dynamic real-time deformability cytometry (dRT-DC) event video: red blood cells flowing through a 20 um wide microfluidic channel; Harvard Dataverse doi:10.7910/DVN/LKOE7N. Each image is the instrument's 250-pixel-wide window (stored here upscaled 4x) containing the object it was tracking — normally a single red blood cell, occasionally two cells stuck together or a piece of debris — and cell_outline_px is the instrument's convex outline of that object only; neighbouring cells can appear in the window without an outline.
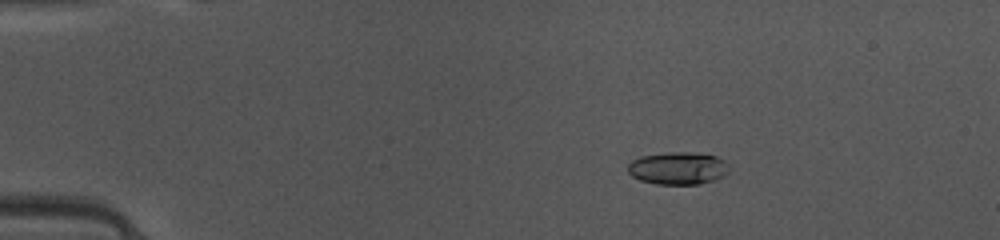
{"species": "common noctule bat (a hibernating species)", "species_latin": "Nyctalus noctula", "temperature_condition": "warm", "stored_images_in_passage": 49, "camera_frame_rate_fps": 3000, "um_per_image_px": 0.085, "animal": {"sex": "female", "body_mass_g": 10.0, "forearm_length_mm": 53.1}, "frame": {"image": 1, "passage_image": 9, "time_ms": 2.667, "image_size_px": [1000, 240], "cell_outline_px": [[728, 172], [724, 176], [700, 184], [656, 184], [640, 180], [632, 176], [628, 172], [628, 164], [632, 160], [640, 156], [668, 152], [688, 152], [716, 156], [724, 160]], "centroid_in_image_um": [57.59, 14.3], "position_along_channel_um": 27.4, "area_um2": 19.07}}
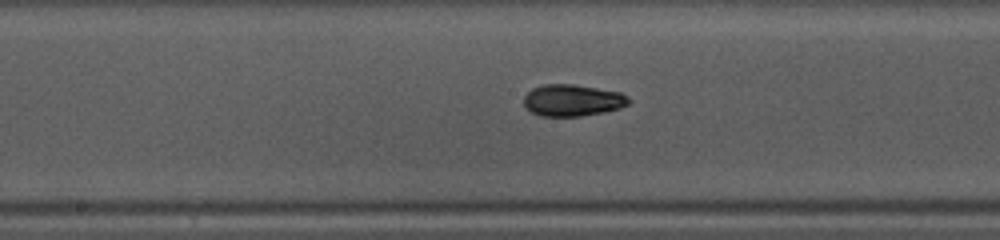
{"frame": {"image": 2, "passage_image": 26, "time_ms": 8.333, "image_size_px": [1000, 240], "cell_outline_px": [[632, 100], [628, 104], [620, 108], [604, 112], [580, 116], [540, 116], [524, 108], [524, 96], [532, 88], [544, 84], [572, 84], [620, 92], [628, 96]], "centroid_in_image_um": [48.65, 8.53], "position_along_channel_um": 199.5, "area_um2": 19.48}}
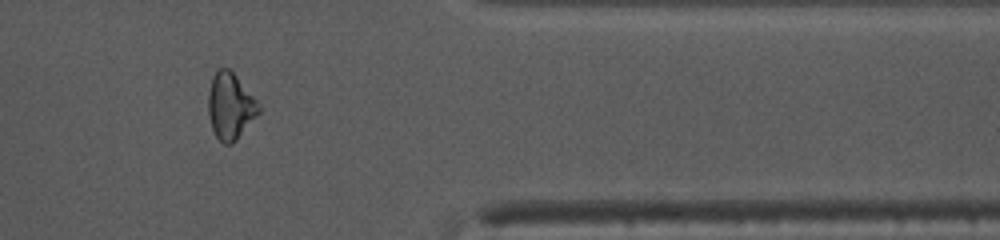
{"frame": {"image": 3, "passage_image": 41, "time_ms": 13.333, "image_size_px": [1000, 240], "cell_outline_px": [[260, 112], [236, 140], [232, 144], [224, 144], [216, 136], [212, 128], [208, 112], [208, 92], [212, 76], [220, 68], [228, 68], [236, 76], [256, 100], [260, 108]], "centroid_in_image_um": [19.56, 9.03], "position_along_channel_um": 391.8, "area_um2": 19.25}, "authors_computed_cell_mechanics": {"area_um2": 19.3052, "velocity_mm_per_s": 4.1294, "shape_relaxation_time_tau1_ms": 2.6149, "shape_relaxation_time_tau2_ms": 2.2264, "deformation_change_tau1": 0.1414, "deformation_change_tau2": 0.0743}}